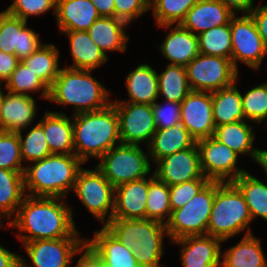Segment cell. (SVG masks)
<instances>
[{
	"label": "cell",
	"mask_w": 267,
	"mask_h": 267,
	"mask_svg": "<svg viewBox=\"0 0 267 267\" xmlns=\"http://www.w3.org/2000/svg\"><path fill=\"white\" fill-rule=\"evenodd\" d=\"M67 198L26 195L15 217L4 225L16 229L20 243L44 239L86 238L75 224L73 207ZM74 216V217H73Z\"/></svg>",
	"instance_id": "cell-1"
},
{
	"label": "cell",
	"mask_w": 267,
	"mask_h": 267,
	"mask_svg": "<svg viewBox=\"0 0 267 267\" xmlns=\"http://www.w3.org/2000/svg\"><path fill=\"white\" fill-rule=\"evenodd\" d=\"M249 14L255 22L264 46L267 48V5L260 3Z\"/></svg>",
	"instance_id": "cell-49"
},
{
	"label": "cell",
	"mask_w": 267,
	"mask_h": 267,
	"mask_svg": "<svg viewBox=\"0 0 267 267\" xmlns=\"http://www.w3.org/2000/svg\"><path fill=\"white\" fill-rule=\"evenodd\" d=\"M111 104L118 114L121 143L147 147L157 130L152 105L131 102Z\"/></svg>",
	"instance_id": "cell-14"
},
{
	"label": "cell",
	"mask_w": 267,
	"mask_h": 267,
	"mask_svg": "<svg viewBox=\"0 0 267 267\" xmlns=\"http://www.w3.org/2000/svg\"><path fill=\"white\" fill-rule=\"evenodd\" d=\"M252 122L241 120L235 123L215 127L213 137L235 151L241 158L249 157L256 164L259 160L260 149L255 144V127Z\"/></svg>",
	"instance_id": "cell-26"
},
{
	"label": "cell",
	"mask_w": 267,
	"mask_h": 267,
	"mask_svg": "<svg viewBox=\"0 0 267 267\" xmlns=\"http://www.w3.org/2000/svg\"><path fill=\"white\" fill-rule=\"evenodd\" d=\"M127 100L114 99L112 102H131L152 105L158 100L157 70L148 63H140L125 77Z\"/></svg>",
	"instance_id": "cell-28"
},
{
	"label": "cell",
	"mask_w": 267,
	"mask_h": 267,
	"mask_svg": "<svg viewBox=\"0 0 267 267\" xmlns=\"http://www.w3.org/2000/svg\"><path fill=\"white\" fill-rule=\"evenodd\" d=\"M38 124L43 128L51 154H74L72 116L60 111H44Z\"/></svg>",
	"instance_id": "cell-22"
},
{
	"label": "cell",
	"mask_w": 267,
	"mask_h": 267,
	"mask_svg": "<svg viewBox=\"0 0 267 267\" xmlns=\"http://www.w3.org/2000/svg\"><path fill=\"white\" fill-rule=\"evenodd\" d=\"M36 102L33 96L15 94L6 90L0 102V130L19 132L35 125L38 122L35 120L39 109Z\"/></svg>",
	"instance_id": "cell-19"
},
{
	"label": "cell",
	"mask_w": 267,
	"mask_h": 267,
	"mask_svg": "<svg viewBox=\"0 0 267 267\" xmlns=\"http://www.w3.org/2000/svg\"><path fill=\"white\" fill-rule=\"evenodd\" d=\"M261 170L265 172V176L267 178V150L266 149H260V155H259V160L257 163Z\"/></svg>",
	"instance_id": "cell-54"
},
{
	"label": "cell",
	"mask_w": 267,
	"mask_h": 267,
	"mask_svg": "<svg viewBox=\"0 0 267 267\" xmlns=\"http://www.w3.org/2000/svg\"><path fill=\"white\" fill-rule=\"evenodd\" d=\"M244 119L260 126L267 123V81L241 91ZM266 120V121H265Z\"/></svg>",
	"instance_id": "cell-42"
},
{
	"label": "cell",
	"mask_w": 267,
	"mask_h": 267,
	"mask_svg": "<svg viewBox=\"0 0 267 267\" xmlns=\"http://www.w3.org/2000/svg\"><path fill=\"white\" fill-rule=\"evenodd\" d=\"M99 17L91 0H57L58 31H87Z\"/></svg>",
	"instance_id": "cell-29"
},
{
	"label": "cell",
	"mask_w": 267,
	"mask_h": 267,
	"mask_svg": "<svg viewBox=\"0 0 267 267\" xmlns=\"http://www.w3.org/2000/svg\"><path fill=\"white\" fill-rule=\"evenodd\" d=\"M185 69L192 91H218L232 85L239 75L230 59L201 53Z\"/></svg>",
	"instance_id": "cell-11"
},
{
	"label": "cell",
	"mask_w": 267,
	"mask_h": 267,
	"mask_svg": "<svg viewBox=\"0 0 267 267\" xmlns=\"http://www.w3.org/2000/svg\"><path fill=\"white\" fill-rule=\"evenodd\" d=\"M171 245L180 247V264L183 267H221L222 245L219 238L209 235L186 236Z\"/></svg>",
	"instance_id": "cell-18"
},
{
	"label": "cell",
	"mask_w": 267,
	"mask_h": 267,
	"mask_svg": "<svg viewBox=\"0 0 267 267\" xmlns=\"http://www.w3.org/2000/svg\"><path fill=\"white\" fill-rule=\"evenodd\" d=\"M203 175L210 181L233 182L247 169L239 166L240 156L213 136L196 142Z\"/></svg>",
	"instance_id": "cell-13"
},
{
	"label": "cell",
	"mask_w": 267,
	"mask_h": 267,
	"mask_svg": "<svg viewBox=\"0 0 267 267\" xmlns=\"http://www.w3.org/2000/svg\"><path fill=\"white\" fill-rule=\"evenodd\" d=\"M86 243L102 259V267H140L133 251L120 243L105 227L95 231Z\"/></svg>",
	"instance_id": "cell-23"
},
{
	"label": "cell",
	"mask_w": 267,
	"mask_h": 267,
	"mask_svg": "<svg viewBox=\"0 0 267 267\" xmlns=\"http://www.w3.org/2000/svg\"><path fill=\"white\" fill-rule=\"evenodd\" d=\"M19 62L15 55L0 51V81L5 83Z\"/></svg>",
	"instance_id": "cell-50"
},
{
	"label": "cell",
	"mask_w": 267,
	"mask_h": 267,
	"mask_svg": "<svg viewBox=\"0 0 267 267\" xmlns=\"http://www.w3.org/2000/svg\"><path fill=\"white\" fill-rule=\"evenodd\" d=\"M24 171H11L0 168V224L6 225L15 217L26 192Z\"/></svg>",
	"instance_id": "cell-32"
},
{
	"label": "cell",
	"mask_w": 267,
	"mask_h": 267,
	"mask_svg": "<svg viewBox=\"0 0 267 267\" xmlns=\"http://www.w3.org/2000/svg\"><path fill=\"white\" fill-rule=\"evenodd\" d=\"M265 180L258 179L246 171L233 181L245 198L253 222L256 218L267 222V180Z\"/></svg>",
	"instance_id": "cell-35"
},
{
	"label": "cell",
	"mask_w": 267,
	"mask_h": 267,
	"mask_svg": "<svg viewBox=\"0 0 267 267\" xmlns=\"http://www.w3.org/2000/svg\"><path fill=\"white\" fill-rule=\"evenodd\" d=\"M91 70H77L62 66L49 90L50 104L72 106V114L94 112L112 103L110 89L93 76ZM111 98V99H110Z\"/></svg>",
	"instance_id": "cell-2"
},
{
	"label": "cell",
	"mask_w": 267,
	"mask_h": 267,
	"mask_svg": "<svg viewBox=\"0 0 267 267\" xmlns=\"http://www.w3.org/2000/svg\"><path fill=\"white\" fill-rule=\"evenodd\" d=\"M221 1L234 15L249 14L257 4L254 0H219Z\"/></svg>",
	"instance_id": "cell-51"
},
{
	"label": "cell",
	"mask_w": 267,
	"mask_h": 267,
	"mask_svg": "<svg viewBox=\"0 0 267 267\" xmlns=\"http://www.w3.org/2000/svg\"><path fill=\"white\" fill-rule=\"evenodd\" d=\"M168 30L157 49L168 61L166 64L187 66L200 53L198 35L180 24L157 26Z\"/></svg>",
	"instance_id": "cell-20"
},
{
	"label": "cell",
	"mask_w": 267,
	"mask_h": 267,
	"mask_svg": "<svg viewBox=\"0 0 267 267\" xmlns=\"http://www.w3.org/2000/svg\"><path fill=\"white\" fill-rule=\"evenodd\" d=\"M261 244V238L254 234L242 236L238 243L222 250L221 267H267Z\"/></svg>",
	"instance_id": "cell-31"
},
{
	"label": "cell",
	"mask_w": 267,
	"mask_h": 267,
	"mask_svg": "<svg viewBox=\"0 0 267 267\" xmlns=\"http://www.w3.org/2000/svg\"><path fill=\"white\" fill-rule=\"evenodd\" d=\"M74 154L85 164L99 160L113 146L121 143L119 118L115 107L72 115Z\"/></svg>",
	"instance_id": "cell-3"
},
{
	"label": "cell",
	"mask_w": 267,
	"mask_h": 267,
	"mask_svg": "<svg viewBox=\"0 0 267 267\" xmlns=\"http://www.w3.org/2000/svg\"><path fill=\"white\" fill-rule=\"evenodd\" d=\"M149 176L115 188L112 218L145 219Z\"/></svg>",
	"instance_id": "cell-21"
},
{
	"label": "cell",
	"mask_w": 267,
	"mask_h": 267,
	"mask_svg": "<svg viewBox=\"0 0 267 267\" xmlns=\"http://www.w3.org/2000/svg\"><path fill=\"white\" fill-rule=\"evenodd\" d=\"M5 88L11 93L29 96L39 93L38 98L40 97L42 100L49 99L50 89L22 61L17 64L16 69L5 82Z\"/></svg>",
	"instance_id": "cell-38"
},
{
	"label": "cell",
	"mask_w": 267,
	"mask_h": 267,
	"mask_svg": "<svg viewBox=\"0 0 267 267\" xmlns=\"http://www.w3.org/2000/svg\"><path fill=\"white\" fill-rule=\"evenodd\" d=\"M198 40L201 54L231 60L232 35L230 23L201 32L198 35Z\"/></svg>",
	"instance_id": "cell-39"
},
{
	"label": "cell",
	"mask_w": 267,
	"mask_h": 267,
	"mask_svg": "<svg viewBox=\"0 0 267 267\" xmlns=\"http://www.w3.org/2000/svg\"><path fill=\"white\" fill-rule=\"evenodd\" d=\"M4 91H6L5 83L0 81V102H1L2 96L4 94Z\"/></svg>",
	"instance_id": "cell-55"
},
{
	"label": "cell",
	"mask_w": 267,
	"mask_h": 267,
	"mask_svg": "<svg viewBox=\"0 0 267 267\" xmlns=\"http://www.w3.org/2000/svg\"><path fill=\"white\" fill-rule=\"evenodd\" d=\"M69 41V51L72 63L64 67L77 70H98L109 60L101 49L92 41L87 31H59Z\"/></svg>",
	"instance_id": "cell-25"
},
{
	"label": "cell",
	"mask_w": 267,
	"mask_h": 267,
	"mask_svg": "<svg viewBox=\"0 0 267 267\" xmlns=\"http://www.w3.org/2000/svg\"><path fill=\"white\" fill-rule=\"evenodd\" d=\"M210 180L194 179L178 185L169 186L171 211L183 207L189 202Z\"/></svg>",
	"instance_id": "cell-46"
},
{
	"label": "cell",
	"mask_w": 267,
	"mask_h": 267,
	"mask_svg": "<svg viewBox=\"0 0 267 267\" xmlns=\"http://www.w3.org/2000/svg\"><path fill=\"white\" fill-rule=\"evenodd\" d=\"M98 14L102 17H115L114 0H91Z\"/></svg>",
	"instance_id": "cell-53"
},
{
	"label": "cell",
	"mask_w": 267,
	"mask_h": 267,
	"mask_svg": "<svg viewBox=\"0 0 267 267\" xmlns=\"http://www.w3.org/2000/svg\"><path fill=\"white\" fill-rule=\"evenodd\" d=\"M239 78L240 75L232 85L212 92V114L215 126L245 120L241 91L237 86Z\"/></svg>",
	"instance_id": "cell-33"
},
{
	"label": "cell",
	"mask_w": 267,
	"mask_h": 267,
	"mask_svg": "<svg viewBox=\"0 0 267 267\" xmlns=\"http://www.w3.org/2000/svg\"><path fill=\"white\" fill-rule=\"evenodd\" d=\"M20 264V254L12 252L0 244V267H17Z\"/></svg>",
	"instance_id": "cell-52"
},
{
	"label": "cell",
	"mask_w": 267,
	"mask_h": 267,
	"mask_svg": "<svg viewBox=\"0 0 267 267\" xmlns=\"http://www.w3.org/2000/svg\"><path fill=\"white\" fill-rule=\"evenodd\" d=\"M232 35L231 62L239 71V63L246 65L254 72H259L267 56V48L258 33L250 14H237L230 20Z\"/></svg>",
	"instance_id": "cell-10"
},
{
	"label": "cell",
	"mask_w": 267,
	"mask_h": 267,
	"mask_svg": "<svg viewBox=\"0 0 267 267\" xmlns=\"http://www.w3.org/2000/svg\"><path fill=\"white\" fill-rule=\"evenodd\" d=\"M169 186L158 180L152 173L149 176V189L146 201L145 219L167 223L171 217Z\"/></svg>",
	"instance_id": "cell-37"
},
{
	"label": "cell",
	"mask_w": 267,
	"mask_h": 267,
	"mask_svg": "<svg viewBox=\"0 0 267 267\" xmlns=\"http://www.w3.org/2000/svg\"><path fill=\"white\" fill-rule=\"evenodd\" d=\"M24 131L17 132L20 142L21 156L26 166L28 163L40 161L41 159L51 155L50 148L46 142L43 128L36 123L29 126L27 133Z\"/></svg>",
	"instance_id": "cell-41"
},
{
	"label": "cell",
	"mask_w": 267,
	"mask_h": 267,
	"mask_svg": "<svg viewBox=\"0 0 267 267\" xmlns=\"http://www.w3.org/2000/svg\"><path fill=\"white\" fill-rule=\"evenodd\" d=\"M161 103V104H160ZM157 129L169 128L181 123V103L159 99L152 104Z\"/></svg>",
	"instance_id": "cell-45"
},
{
	"label": "cell",
	"mask_w": 267,
	"mask_h": 267,
	"mask_svg": "<svg viewBox=\"0 0 267 267\" xmlns=\"http://www.w3.org/2000/svg\"><path fill=\"white\" fill-rule=\"evenodd\" d=\"M120 243L129 247L140 267H162L166 224L151 219L112 218L104 226ZM165 245V246H164Z\"/></svg>",
	"instance_id": "cell-5"
},
{
	"label": "cell",
	"mask_w": 267,
	"mask_h": 267,
	"mask_svg": "<svg viewBox=\"0 0 267 267\" xmlns=\"http://www.w3.org/2000/svg\"><path fill=\"white\" fill-rule=\"evenodd\" d=\"M76 256H78V259L75 267H102V259L87 243L81 247Z\"/></svg>",
	"instance_id": "cell-48"
},
{
	"label": "cell",
	"mask_w": 267,
	"mask_h": 267,
	"mask_svg": "<svg viewBox=\"0 0 267 267\" xmlns=\"http://www.w3.org/2000/svg\"><path fill=\"white\" fill-rule=\"evenodd\" d=\"M72 192L102 227L112 219L115 187L96 166L79 170Z\"/></svg>",
	"instance_id": "cell-8"
},
{
	"label": "cell",
	"mask_w": 267,
	"mask_h": 267,
	"mask_svg": "<svg viewBox=\"0 0 267 267\" xmlns=\"http://www.w3.org/2000/svg\"><path fill=\"white\" fill-rule=\"evenodd\" d=\"M84 163L75 154H51L24 170L26 195L69 198Z\"/></svg>",
	"instance_id": "cell-4"
},
{
	"label": "cell",
	"mask_w": 267,
	"mask_h": 267,
	"mask_svg": "<svg viewBox=\"0 0 267 267\" xmlns=\"http://www.w3.org/2000/svg\"><path fill=\"white\" fill-rule=\"evenodd\" d=\"M86 238L44 239L23 243L28 256L20 255L22 267H72ZM29 258V263L27 259Z\"/></svg>",
	"instance_id": "cell-12"
},
{
	"label": "cell",
	"mask_w": 267,
	"mask_h": 267,
	"mask_svg": "<svg viewBox=\"0 0 267 267\" xmlns=\"http://www.w3.org/2000/svg\"><path fill=\"white\" fill-rule=\"evenodd\" d=\"M196 144V140L181 124L169 128L157 129L147 146L150 160L154 165L158 160L177 151L188 149Z\"/></svg>",
	"instance_id": "cell-30"
},
{
	"label": "cell",
	"mask_w": 267,
	"mask_h": 267,
	"mask_svg": "<svg viewBox=\"0 0 267 267\" xmlns=\"http://www.w3.org/2000/svg\"><path fill=\"white\" fill-rule=\"evenodd\" d=\"M56 6L57 0H12L5 11L28 22L30 17L46 15L50 10L53 11L55 18Z\"/></svg>",
	"instance_id": "cell-44"
},
{
	"label": "cell",
	"mask_w": 267,
	"mask_h": 267,
	"mask_svg": "<svg viewBox=\"0 0 267 267\" xmlns=\"http://www.w3.org/2000/svg\"><path fill=\"white\" fill-rule=\"evenodd\" d=\"M130 25L115 17L100 16L87 30L92 41L107 56L108 52L125 53L130 39L126 28Z\"/></svg>",
	"instance_id": "cell-27"
},
{
	"label": "cell",
	"mask_w": 267,
	"mask_h": 267,
	"mask_svg": "<svg viewBox=\"0 0 267 267\" xmlns=\"http://www.w3.org/2000/svg\"><path fill=\"white\" fill-rule=\"evenodd\" d=\"M251 214L245 198L233 182L215 181V197L206 235L223 243L244 233L253 234Z\"/></svg>",
	"instance_id": "cell-6"
},
{
	"label": "cell",
	"mask_w": 267,
	"mask_h": 267,
	"mask_svg": "<svg viewBox=\"0 0 267 267\" xmlns=\"http://www.w3.org/2000/svg\"><path fill=\"white\" fill-rule=\"evenodd\" d=\"M157 71L158 99L181 103L191 92L185 66L166 64Z\"/></svg>",
	"instance_id": "cell-36"
},
{
	"label": "cell",
	"mask_w": 267,
	"mask_h": 267,
	"mask_svg": "<svg viewBox=\"0 0 267 267\" xmlns=\"http://www.w3.org/2000/svg\"><path fill=\"white\" fill-rule=\"evenodd\" d=\"M215 197V181H209L183 207L172 211L166 229L169 242L186 236L206 235Z\"/></svg>",
	"instance_id": "cell-9"
},
{
	"label": "cell",
	"mask_w": 267,
	"mask_h": 267,
	"mask_svg": "<svg viewBox=\"0 0 267 267\" xmlns=\"http://www.w3.org/2000/svg\"><path fill=\"white\" fill-rule=\"evenodd\" d=\"M234 14L219 0H199L186 14L181 26L195 35L230 23Z\"/></svg>",
	"instance_id": "cell-24"
},
{
	"label": "cell",
	"mask_w": 267,
	"mask_h": 267,
	"mask_svg": "<svg viewBox=\"0 0 267 267\" xmlns=\"http://www.w3.org/2000/svg\"><path fill=\"white\" fill-rule=\"evenodd\" d=\"M145 148L141 145L120 143L106 152L95 166L115 188L146 178L153 173V164L148 148Z\"/></svg>",
	"instance_id": "cell-7"
},
{
	"label": "cell",
	"mask_w": 267,
	"mask_h": 267,
	"mask_svg": "<svg viewBox=\"0 0 267 267\" xmlns=\"http://www.w3.org/2000/svg\"><path fill=\"white\" fill-rule=\"evenodd\" d=\"M199 0H152L150 11L156 27L181 24L187 12Z\"/></svg>",
	"instance_id": "cell-40"
},
{
	"label": "cell",
	"mask_w": 267,
	"mask_h": 267,
	"mask_svg": "<svg viewBox=\"0 0 267 267\" xmlns=\"http://www.w3.org/2000/svg\"><path fill=\"white\" fill-rule=\"evenodd\" d=\"M153 168H155L153 169L154 176L168 186L194 179H208L203 175L196 144L158 160Z\"/></svg>",
	"instance_id": "cell-16"
},
{
	"label": "cell",
	"mask_w": 267,
	"mask_h": 267,
	"mask_svg": "<svg viewBox=\"0 0 267 267\" xmlns=\"http://www.w3.org/2000/svg\"><path fill=\"white\" fill-rule=\"evenodd\" d=\"M19 17L0 12V51L15 55L20 61L37 51L43 42L40 33Z\"/></svg>",
	"instance_id": "cell-15"
},
{
	"label": "cell",
	"mask_w": 267,
	"mask_h": 267,
	"mask_svg": "<svg viewBox=\"0 0 267 267\" xmlns=\"http://www.w3.org/2000/svg\"><path fill=\"white\" fill-rule=\"evenodd\" d=\"M181 124L196 142L212 137L216 127L212 114V93L191 90L181 102Z\"/></svg>",
	"instance_id": "cell-17"
},
{
	"label": "cell",
	"mask_w": 267,
	"mask_h": 267,
	"mask_svg": "<svg viewBox=\"0 0 267 267\" xmlns=\"http://www.w3.org/2000/svg\"><path fill=\"white\" fill-rule=\"evenodd\" d=\"M60 55L61 51L54 43H44L22 62L50 89L62 68Z\"/></svg>",
	"instance_id": "cell-34"
},
{
	"label": "cell",
	"mask_w": 267,
	"mask_h": 267,
	"mask_svg": "<svg viewBox=\"0 0 267 267\" xmlns=\"http://www.w3.org/2000/svg\"><path fill=\"white\" fill-rule=\"evenodd\" d=\"M114 3L115 18H119L129 25L150 10L148 0H114Z\"/></svg>",
	"instance_id": "cell-47"
},
{
	"label": "cell",
	"mask_w": 267,
	"mask_h": 267,
	"mask_svg": "<svg viewBox=\"0 0 267 267\" xmlns=\"http://www.w3.org/2000/svg\"><path fill=\"white\" fill-rule=\"evenodd\" d=\"M0 168L11 171L25 170L17 132L0 130Z\"/></svg>",
	"instance_id": "cell-43"
}]
</instances>
